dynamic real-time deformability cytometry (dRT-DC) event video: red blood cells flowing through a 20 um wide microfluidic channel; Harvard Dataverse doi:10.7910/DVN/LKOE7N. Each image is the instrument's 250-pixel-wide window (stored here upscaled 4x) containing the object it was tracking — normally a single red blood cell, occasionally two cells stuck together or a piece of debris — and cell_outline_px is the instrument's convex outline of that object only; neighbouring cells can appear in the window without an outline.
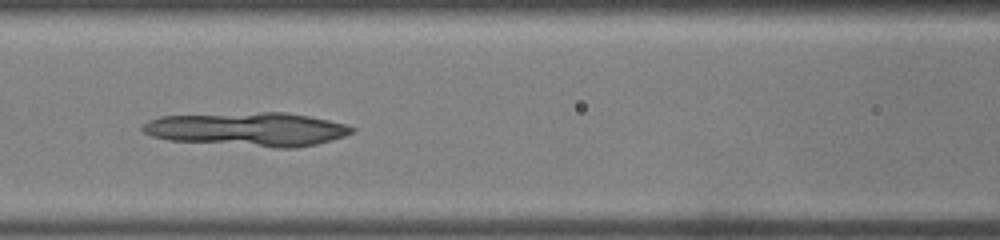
{"species": "common noctule bat (a hibernating species)", "species_latin": "Nyctalus noctula", "temperature_condition": "warm", "stored_images_in_passage": 18, "camera_frame_rate_fps": 3000, "um_per_image_px": 0.085, "animal": {"sex": "male", "body_mass_g": 19.0, "forearm_length_mm": 50.8}, "frame": {"image": 1, "passage_image": 16, "time_ms": 5.0, "image_size_px": [1000, 240], "cell_outline_px": [[356, 128], [352, 132], [344, 136], [316, 144], [296, 148], [276, 148], [168, 140], [152, 136], [144, 132], [140, 128], [148, 120], [160, 116], [260, 112], [284, 112], [308, 116], [348, 124]], "centroid_in_image_um": [21.06, 10.99], "position_along_channel_um": 145.5, "area_um2": 41.21}}
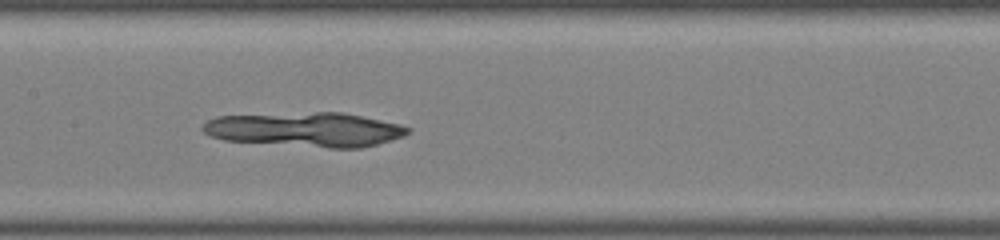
{"frame": {"image": 2, "passage_image": 18, "time_ms": 5.667, "image_size_px": [1000, 240], "cell_outline_px": [[412, 128], [404, 136], [376, 144], [360, 148], [328, 148], [224, 140], [212, 136], [204, 132], [200, 128], [208, 120], [216, 116], [316, 112], [340, 112], [400, 124]], "centroid_in_image_um": [25.96, 11.01], "position_along_channel_um": 181.4, "area_um2": 40.86}}